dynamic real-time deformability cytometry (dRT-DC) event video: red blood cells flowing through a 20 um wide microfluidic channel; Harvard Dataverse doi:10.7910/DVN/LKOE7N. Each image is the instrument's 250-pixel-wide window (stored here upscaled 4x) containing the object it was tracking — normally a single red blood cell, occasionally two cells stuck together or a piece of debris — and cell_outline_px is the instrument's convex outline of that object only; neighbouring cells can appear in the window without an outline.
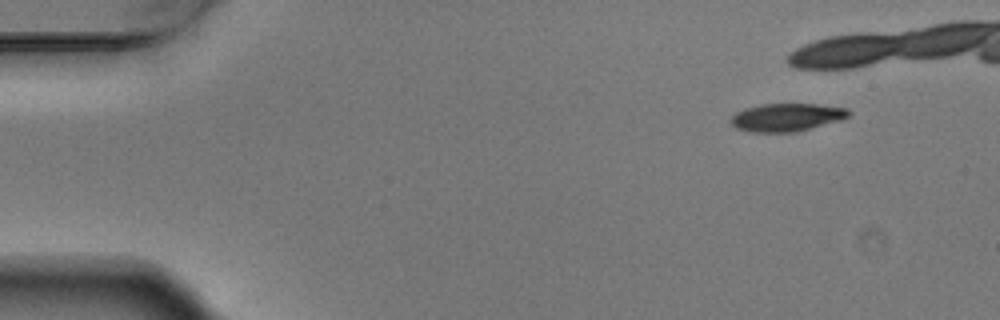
{"species": "Egyptian fruit bat (a non-hibernating species)", "species_latin": "Rousettus aegyptiacus", "temperature_condition": "warm", "stored_images_in_passage": 5, "camera_frame_rate_fps": 3000, "um_per_image_px": 0.085, "animal": {"sex": "male"}, "frame": {"image": 1, "passage_image": 1, "time_ms": 0.0, "image_size_px": [1000, 320], "cell_outline_px": [[852, 112], [848, 116], [840, 120], [796, 132], [752, 132], [736, 128], [728, 120], [736, 112], [744, 108], [760, 104], [816, 104], [848, 108]], "centroid_in_image_um": [66.85, 9.96], "position_along_channel_um": 18.2, "area_um2": 19.25}}